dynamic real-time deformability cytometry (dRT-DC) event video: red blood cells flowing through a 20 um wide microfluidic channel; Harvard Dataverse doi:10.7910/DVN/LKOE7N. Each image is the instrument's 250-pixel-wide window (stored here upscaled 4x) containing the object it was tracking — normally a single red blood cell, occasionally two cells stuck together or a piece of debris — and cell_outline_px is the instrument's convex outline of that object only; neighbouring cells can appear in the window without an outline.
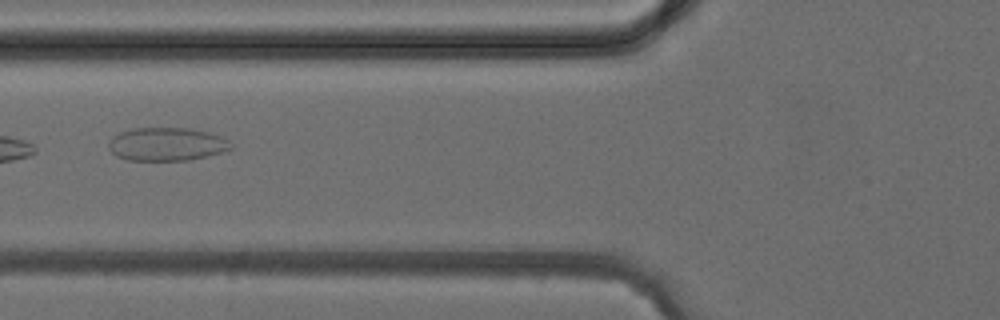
{"species": "common noctule bat (a hibernating species)", "species_latin": "Nyctalus noctula", "temperature_condition": "cold", "stored_images_in_passage": 4, "camera_frame_rate_fps": 3000, "um_per_image_px": 0.085, "animal": {"sex": "female", "body_mass_g": 24.6, "forearm_length_mm": 56.2}, "frame": {"image": 1, "passage_image": 4, "time_ms": 5.0, "image_size_px": [1000, 320], "cell_outline_px": [[232, 148], [220, 152], [188, 160], [128, 160], [116, 156], [108, 148], [108, 144], [112, 136], [120, 132], [132, 128], [188, 128], [208, 132], [220, 136], [228, 140], [232, 144]], "centroid_in_image_um": [14.13, 12.25], "position_along_channel_um": 111.7, "area_um2": 23.58}}